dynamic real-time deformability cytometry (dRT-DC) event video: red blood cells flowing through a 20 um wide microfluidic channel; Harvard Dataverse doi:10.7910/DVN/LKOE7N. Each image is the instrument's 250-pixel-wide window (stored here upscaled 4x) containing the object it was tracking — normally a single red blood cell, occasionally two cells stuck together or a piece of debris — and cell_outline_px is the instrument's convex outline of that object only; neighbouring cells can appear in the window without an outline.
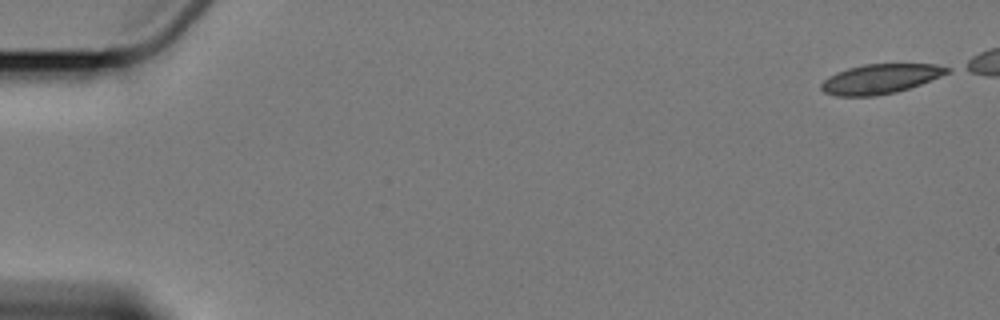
{"species": "Egyptian fruit bat (a non-hibernating species)", "species_latin": "Rousettus aegyptiacus", "temperature_condition": "cold", "stored_images_in_passage": 7, "camera_frame_rate_fps": 3000, "um_per_image_px": 0.085, "animal": {"sex": "female"}, "frame": {"image": 1, "passage_image": 1, "time_ms": 0.0, "image_size_px": [1000, 320], "cell_outline_px": [[952, 72], [920, 84], [896, 92], [872, 96], [836, 96], [824, 92], [820, 88], [820, 84], [828, 76], [836, 72], [848, 68], [864, 64], [936, 64], [952, 68]], "centroid_in_image_um": [74.83, 6.7], "position_along_channel_um": 10.2, "area_um2": 21.79}}
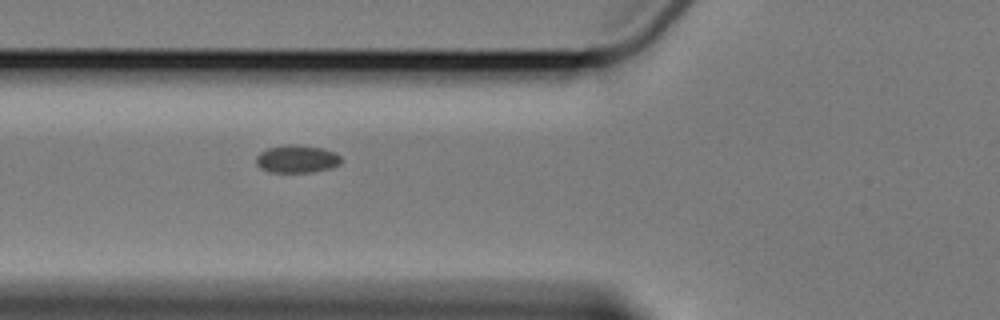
{"frame": {"image": 2, "passage_image": 6, "time_ms": 9.0, "image_size_px": [1000, 320], "cell_outline_px": [[340, 164], [332, 168], [312, 172], [268, 172], [260, 168], [256, 164], [256, 156], [260, 152], [268, 148], [284, 144], [296, 144], [324, 148], [336, 152], [340, 156]], "centroid_in_image_um": [25.23, 13.5], "position_along_channel_um": 100.6, "area_um2": 13.99}}
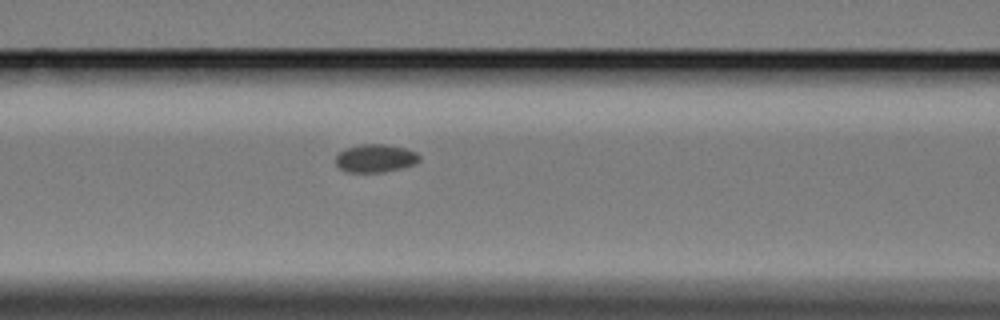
{"frame": {"image": 3, "passage_image": 7, "time_ms": 10.0, "image_size_px": [1000, 320], "cell_outline_px": [[420, 160], [416, 164], [384, 172], [348, 172], [340, 168], [336, 164], [336, 156], [344, 148], [360, 144], [384, 144], [404, 148], [416, 152], [420, 156]], "centroid_in_image_um": [31.91, 13.45], "position_along_channel_um": 134.7, "area_um2": 13.7}}